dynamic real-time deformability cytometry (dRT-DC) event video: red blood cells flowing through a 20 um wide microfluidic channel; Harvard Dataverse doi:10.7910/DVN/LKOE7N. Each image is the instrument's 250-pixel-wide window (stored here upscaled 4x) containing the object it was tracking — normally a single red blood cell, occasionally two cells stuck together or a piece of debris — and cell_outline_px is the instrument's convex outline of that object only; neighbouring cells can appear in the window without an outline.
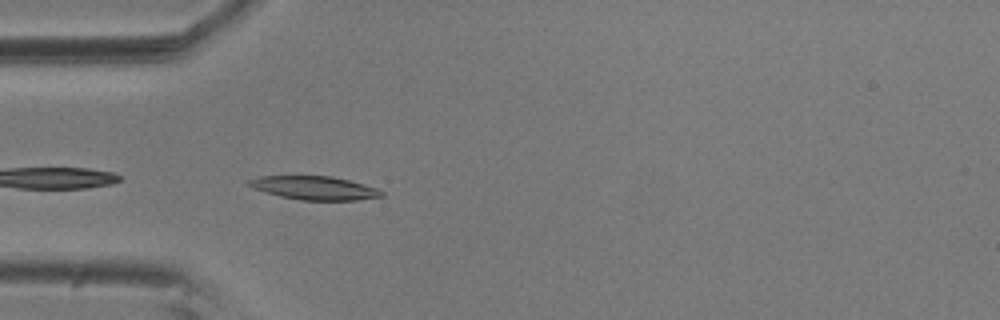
{"species": "common noctule bat (a hibernating species)", "species_latin": "Nyctalus noctula", "temperature_condition": "room temperature", "stored_images_in_passage": 34, "camera_frame_rate_fps": 3000, "um_per_image_px": 0.085, "animal": {"sex": "male", "body_mass_g": 20.5, "forearm_length_mm": 52.5}, "frame": {"image": 1, "passage_image": 2, "time_ms": 0.333, "image_size_px": [1000, 320], "cell_outline_px": [[384, 196], [356, 200], [300, 200], [280, 196], [264, 192], [252, 188], [248, 184], [248, 180], [260, 176], [332, 176], [364, 184], [376, 188], [384, 192]], "centroid_in_image_um": [26.72, 15.97], "position_along_channel_um": 58.3, "area_um2": 18.15}}
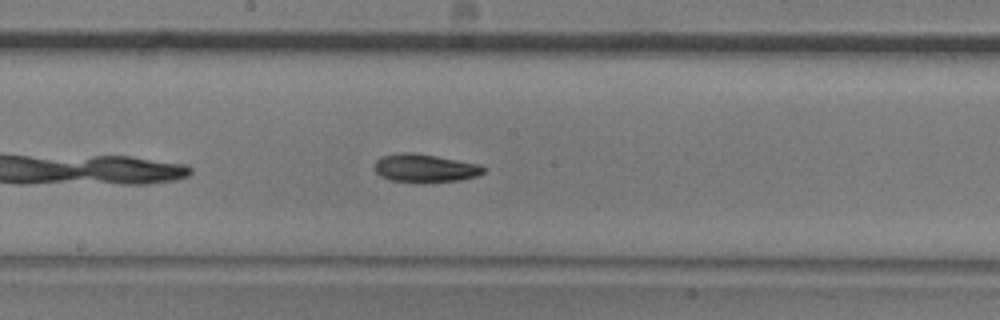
{"frame": {"image": 2, "passage_image": 15, "time_ms": 4.667, "image_size_px": [1000, 320], "cell_outline_px": [[484, 172], [476, 176], [460, 180], [424, 184], [416, 184], [388, 180], [380, 176], [376, 172], [376, 160], [380, 156], [400, 152], [412, 152], [436, 156], [480, 164], [484, 168]], "centroid_in_image_um": [36.09, 14.32], "position_along_channel_um": 212.1, "area_um2": 18.38}}
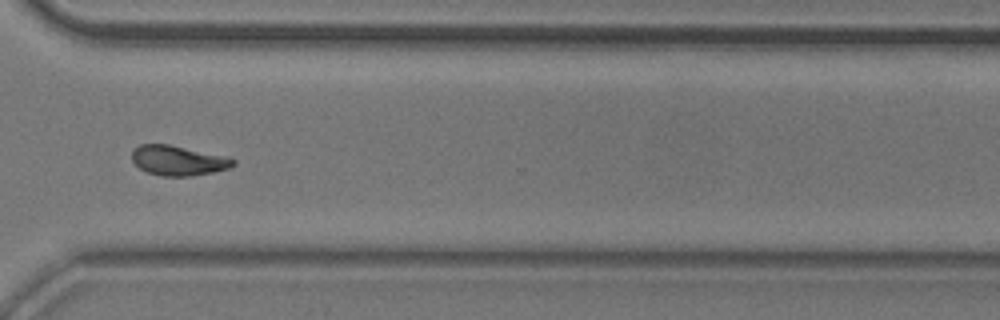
{"frame": {"image": 3, "passage_image": 27, "time_ms": 8.667, "image_size_px": [1000, 320], "cell_outline_px": [[236, 164], [228, 168], [212, 172], [188, 176], [160, 176], [148, 172], [140, 168], [132, 160], [132, 148], [140, 144], [168, 144], [228, 156], [236, 160]], "centroid_in_image_um": [15.15, 13.63], "position_along_channel_um": 355.5, "area_um2": 17.69}, "authors_computed_cell_mechanics": {"area_um2": 17.7157, "velocity_mm_per_s": 3.6014, "shape_relaxation_time_tau1_ms": 5.5247, "shape_relaxation_time_tau2_ms": 4.0059, "deformation_change_tau1": 0.151, "deformation_change_tau2": 0.1}}